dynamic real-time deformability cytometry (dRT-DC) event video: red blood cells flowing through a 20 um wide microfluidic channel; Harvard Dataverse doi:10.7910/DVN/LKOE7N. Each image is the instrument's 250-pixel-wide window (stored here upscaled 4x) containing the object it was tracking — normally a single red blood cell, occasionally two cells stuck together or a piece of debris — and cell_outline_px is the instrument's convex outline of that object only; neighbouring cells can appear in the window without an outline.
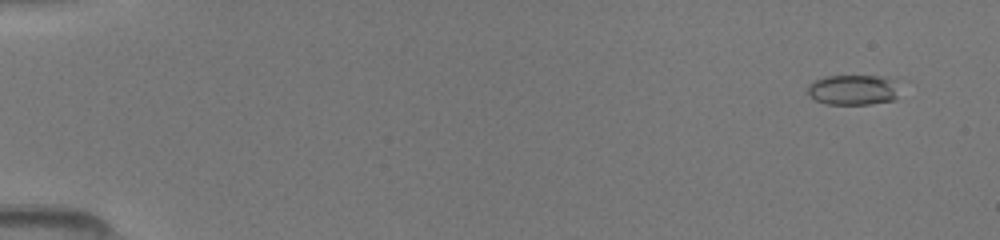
{"species": "common noctule bat (a hibernating species)", "species_latin": "Nyctalus noctula", "temperature_condition": "room temperature", "stored_images_in_passage": 50, "camera_frame_rate_fps": 3000, "um_per_image_px": 0.085, "animal": {"sex": "female", "body_mass_g": 19.5, "forearm_length_mm": 54.1}, "frame": {"image": 1, "passage_image": 4, "time_ms": 1.0, "image_size_px": [1000, 240], "cell_outline_px": [[900, 80], [896, 100], [868, 104], [824, 104], [808, 96], [808, 84], [824, 76], [896, 76]], "centroid_in_image_um": [72.61, 7.62], "position_along_channel_um": 12.4, "area_um2": 16.82}}
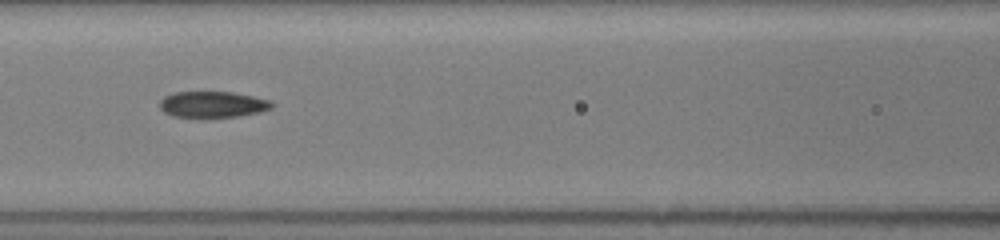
{"frame": {"image": 2, "passage_image": 24, "time_ms": 7.667, "image_size_px": [1000, 240], "cell_outline_px": [[276, 104], [272, 108], [260, 112], [240, 116], [172, 116], [164, 112], [160, 108], [160, 100], [164, 96], [172, 92], [232, 92], [272, 100]], "centroid_in_image_um": [18.11, 8.86], "position_along_channel_um": 148.5, "area_um2": 16.99}}
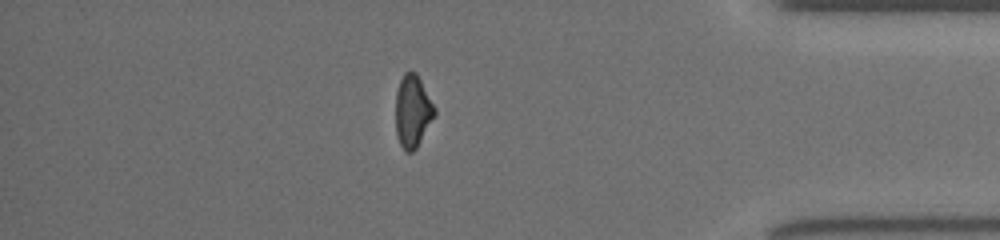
{"frame": {"image": 3, "passage_image": 44, "time_ms": 14.333, "image_size_px": [1000, 240], "cell_outline_px": [[436, 112], [416, 148], [412, 152], [404, 152], [396, 136], [396, 92], [400, 80], [404, 72], [416, 72], [436, 108]], "centroid_in_image_um": [35.06, 9.46], "position_along_channel_um": 400.1, "area_um2": 16.3}}